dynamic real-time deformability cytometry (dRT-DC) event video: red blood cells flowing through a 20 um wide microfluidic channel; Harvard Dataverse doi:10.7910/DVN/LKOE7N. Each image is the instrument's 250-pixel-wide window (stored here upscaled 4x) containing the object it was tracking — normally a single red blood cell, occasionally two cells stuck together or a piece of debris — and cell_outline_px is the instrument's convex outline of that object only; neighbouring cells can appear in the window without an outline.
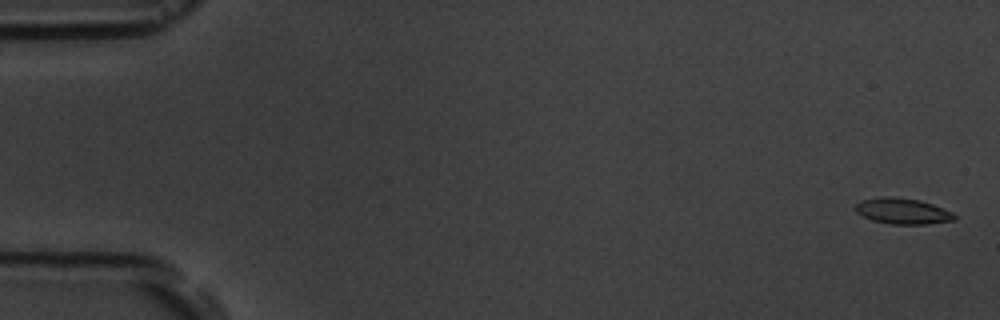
{"species": "common noctule bat (a hibernating species)", "species_latin": "Nyctalus noctula", "temperature_condition": "room temperature", "stored_images_in_passage": 10, "camera_frame_rate_fps": 3000, "um_per_image_px": 0.085, "animal": {"sex": "male", "body_mass_g": 19.5, "forearm_length_mm": 54.6}, "frame": {"image": 1, "passage_image": 1, "time_ms": 0.0, "image_size_px": [1000, 320], "cell_outline_px": [[956, 220], [928, 224], [892, 224], [872, 220], [856, 212], [852, 208], [860, 200], [880, 196], [892, 196], [920, 200], [932, 204], [952, 212], [956, 216]], "centroid_in_image_um": [76.69, 17.93], "position_along_channel_um": 8.3, "area_um2": 15.09}}
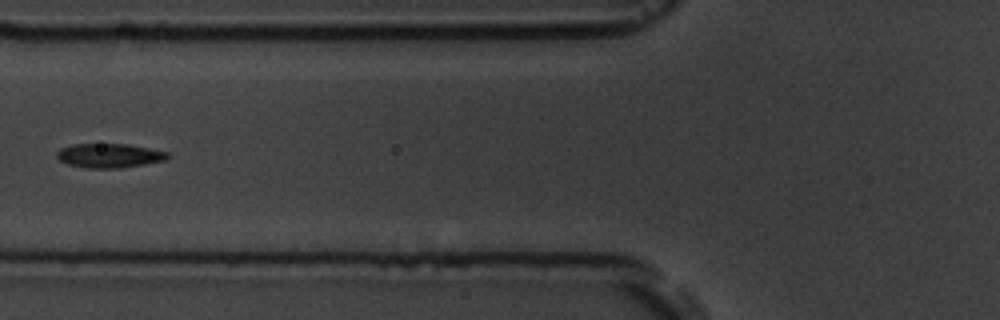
{"frame": {"image": 2, "passage_image": 7, "time_ms": 7.0, "image_size_px": [1000, 320], "cell_outline_px": [[172, 156], [164, 160], [144, 164], [120, 168], [88, 168], [68, 164], [60, 160], [56, 156], [56, 152], [60, 148], [72, 144], [128, 144], [168, 152]], "centroid_in_image_um": [9.28, 13.22], "position_along_channel_um": 116.5, "area_um2": 15.61}}
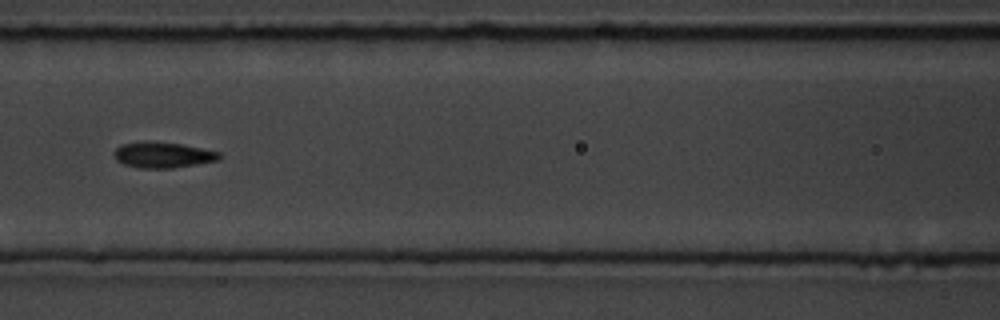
{"frame": {"image": 3, "passage_image": 8, "time_ms": 8.0, "image_size_px": [1000, 320], "cell_outline_px": [[220, 160], [172, 168], [136, 168], [124, 164], [116, 160], [112, 152], [120, 144], [180, 144], [220, 152]], "centroid_in_image_um": [13.84, 13.22], "position_along_channel_um": 152.8, "area_um2": 15.09}}